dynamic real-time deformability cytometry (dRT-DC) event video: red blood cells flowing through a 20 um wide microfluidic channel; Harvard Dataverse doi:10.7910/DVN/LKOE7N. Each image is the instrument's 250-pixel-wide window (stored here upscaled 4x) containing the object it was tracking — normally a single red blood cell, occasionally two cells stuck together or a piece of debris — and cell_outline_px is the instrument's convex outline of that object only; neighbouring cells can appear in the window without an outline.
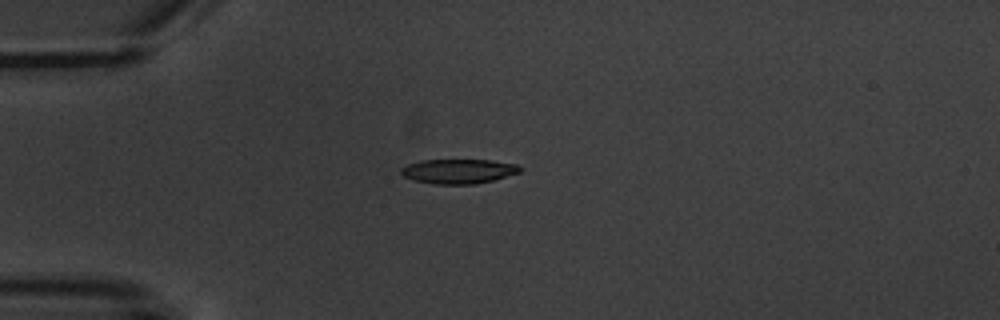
{"species": "common noctule bat (a hibernating species)", "species_latin": "Nyctalus noctula", "temperature_condition": "warm", "stored_images_in_passage": 10, "camera_frame_rate_fps": 3000, "um_per_image_px": 0.085, "animal": {"sex": "male", "body_mass_g": 20.1, "forearm_length_mm": 53.5}, "frame": {"image": 1, "passage_image": 4, "time_ms": 3.667, "image_size_px": [1000, 320], "cell_outline_px": [[524, 168], [520, 172], [492, 180], [476, 184], [432, 184], [416, 180], [404, 176], [400, 172], [400, 168], [408, 164], [420, 160], [492, 160], [516, 164]], "centroid_in_image_um": [38.98, 14.55], "position_along_channel_um": 46.0, "area_um2": 16.99}}
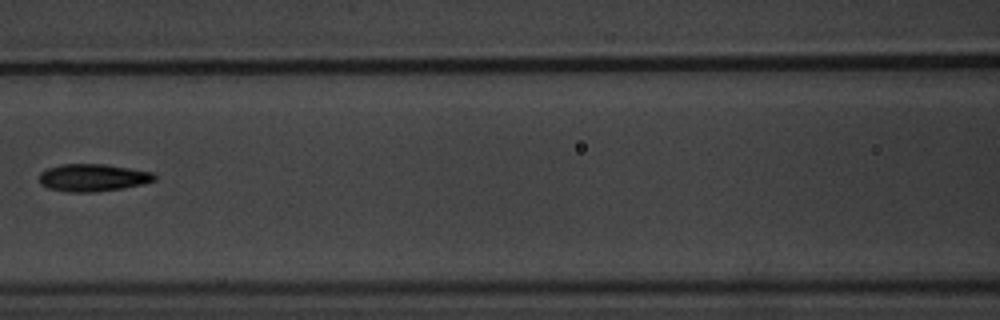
{"frame": {"image": 2, "passage_image": 7, "time_ms": 7.333, "image_size_px": [1000, 320], "cell_outline_px": [[156, 180], [124, 188], [96, 192], [68, 192], [48, 188], [40, 184], [40, 172], [48, 168], [60, 164], [108, 164], [152, 172], [156, 176]], "centroid_in_image_um": [7.88, 15.1], "position_along_channel_um": 158.7, "area_um2": 18.5}}
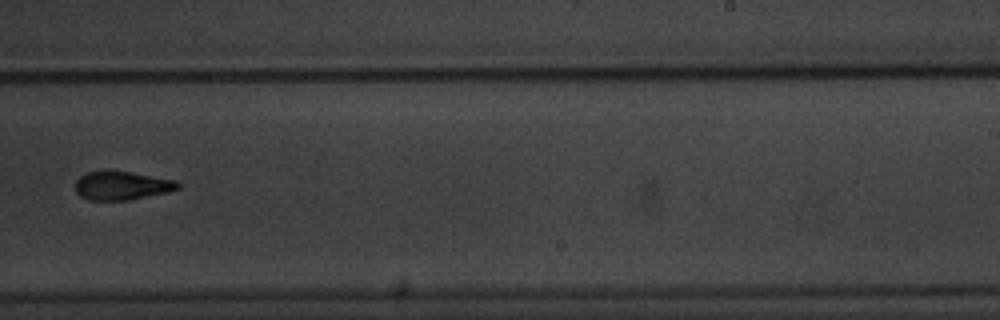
{"frame": {"image": 3, "passage_image": 10, "time_ms": 10.667, "image_size_px": [1000, 320], "cell_outline_px": [[180, 188], [172, 192], [128, 200], [88, 200], [80, 196], [76, 192], [76, 180], [80, 176], [88, 172], [128, 172], [176, 180], [180, 184]], "centroid_in_image_um": [10.4, 15.8], "position_along_channel_um": 278.6, "area_um2": 16.94}}